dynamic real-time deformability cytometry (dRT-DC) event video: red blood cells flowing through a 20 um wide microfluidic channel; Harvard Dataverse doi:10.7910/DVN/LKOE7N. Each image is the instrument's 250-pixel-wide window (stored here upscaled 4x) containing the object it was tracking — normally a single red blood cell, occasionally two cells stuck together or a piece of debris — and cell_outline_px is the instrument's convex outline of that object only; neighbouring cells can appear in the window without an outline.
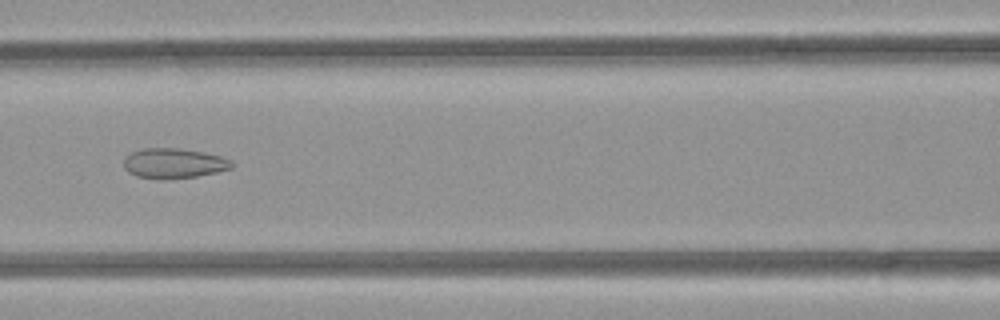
{"species": "common noctule bat (a hibernating species)", "species_latin": "Nyctalus noctula", "temperature_condition": "room temperature", "stored_images_in_passage": 37, "camera_frame_rate_fps": 3000, "um_per_image_px": 0.085, "animal": {"sex": "female", "body_mass_g": 21.9}, "frame": {"image": 1, "passage_image": 11, "time_ms": 3.333, "image_size_px": [1000, 320], "cell_outline_px": [[232, 168], [216, 172], [196, 176], [168, 180], [160, 180], [136, 176], [128, 172], [124, 168], [124, 160], [132, 152], [144, 148], [180, 148], [220, 156], [232, 160]], "centroid_in_image_um": [14.75, 13.9], "position_along_channel_um": 151.8, "area_um2": 18.9}}
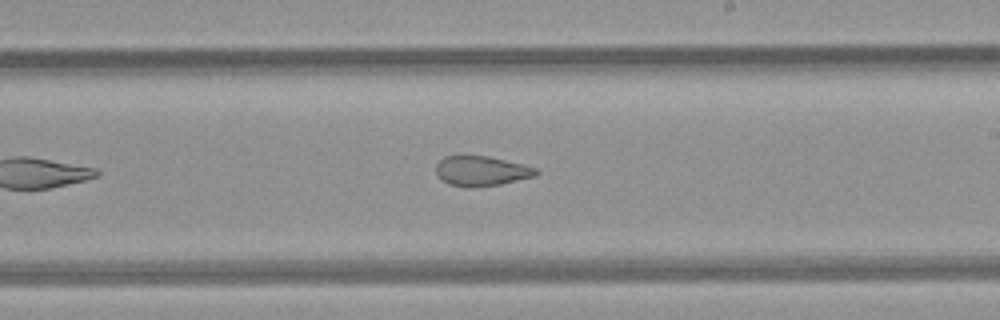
{"frame": {"image": 2, "passage_image": 18, "time_ms": 5.667, "image_size_px": [1000, 320], "cell_outline_px": [[540, 172], [536, 176], [500, 184], [476, 188], [468, 188], [448, 184], [440, 180], [436, 176], [436, 164], [444, 156], [488, 156], [524, 164], [536, 168]], "centroid_in_image_um": [40.9, 14.55], "position_along_channel_um": 248.1, "area_um2": 17.74}}
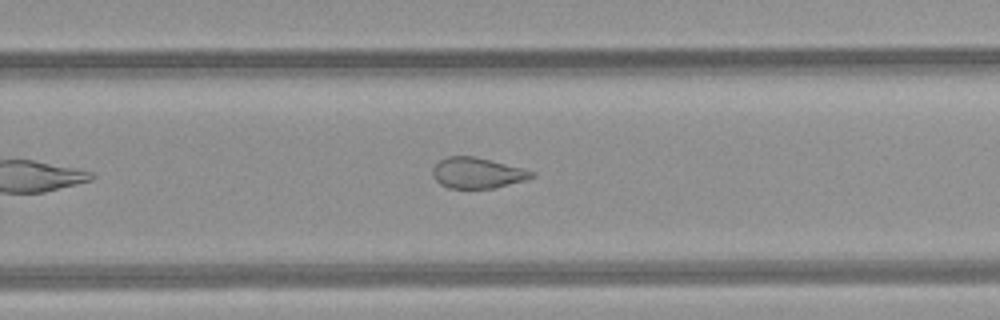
{"frame": {"image": 3, "passage_image": 21, "time_ms": 6.667, "image_size_px": [1000, 320], "cell_outline_px": [[536, 176], [528, 180], [496, 188], [448, 188], [440, 184], [432, 176], [432, 168], [440, 160], [448, 156], [472, 156], [492, 160], [524, 168], [536, 172]], "centroid_in_image_um": [40.62, 14.7], "position_along_channel_um": 289.2, "area_um2": 18.03}, "authors_computed_cell_mechanics": {"area_um2": 19.4208, "velocity_mm_per_s": 4.1343, "shape_relaxation_time_tau1_ms": null, "shape_relaxation_time_tau2_ms": 1.8432, "deformation_change_tau1": null, "deformation_change_tau2": 0.0923}}